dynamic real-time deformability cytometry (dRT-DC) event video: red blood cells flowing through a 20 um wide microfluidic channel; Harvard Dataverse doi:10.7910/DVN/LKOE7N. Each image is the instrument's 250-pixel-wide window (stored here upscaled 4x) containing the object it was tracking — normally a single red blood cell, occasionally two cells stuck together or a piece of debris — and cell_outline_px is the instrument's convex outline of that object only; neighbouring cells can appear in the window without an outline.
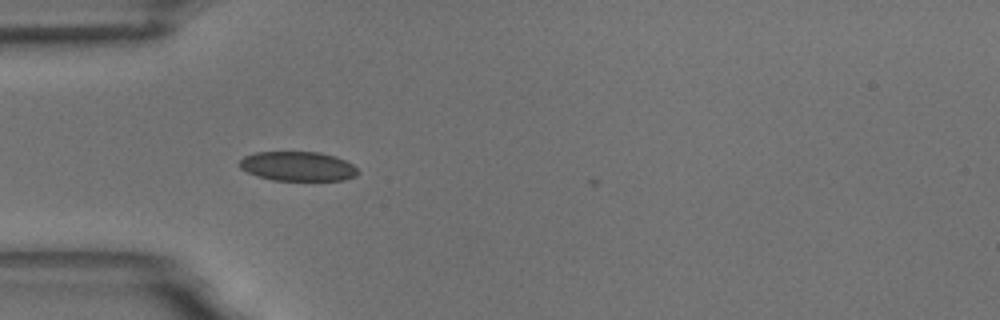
{"species": "common noctule bat (a hibernating species)", "species_latin": "Nyctalus noctula", "temperature_condition": "room temperature", "stored_images_in_passage": 31, "camera_frame_rate_fps": 3000, "um_per_image_px": 0.085, "animal": {"sex": "male", "body_mass_g": 18.8}, "frame": {"image": 1, "passage_image": 1, "time_ms": 0.0, "image_size_px": [1000, 320], "cell_outline_px": [[360, 172], [356, 176], [344, 180], [272, 180], [256, 176], [240, 168], [236, 164], [244, 156], [256, 152], [320, 152], [336, 156], [352, 164]], "centroid_in_image_um": [25.29, 14.13], "position_along_channel_um": 59.7, "area_um2": 20.46}}
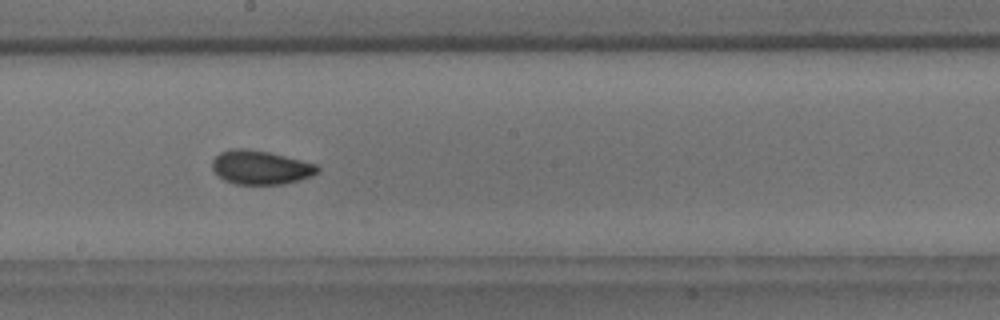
{"frame": {"image": 2, "passage_image": 15, "time_ms": 4.667, "image_size_px": [1000, 320], "cell_outline_px": [[320, 172], [312, 176], [300, 180], [284, 184], [236, 184], [224, 180], [212, 168], [212, 160], [220, 152], [232, 148], [244, 148], [268, 152], [316, 164], [320, 168]], "centroid_in_image_um": [22.16, 14.23], "position_along_channel_um": 226.0, "area_um2": 20.75}}
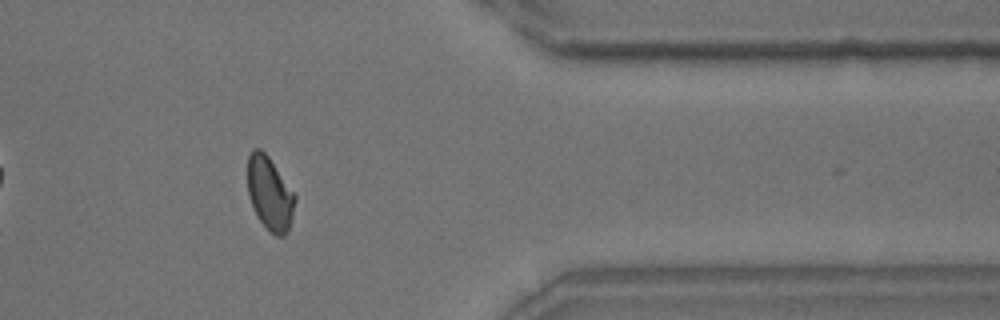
{"frame": {"image": 3, "passage_image": 30, "time_ms": 9.667, "image_size_px": [1000, 320], "cell_outline_px": [[296, 200], [288, 232], [284, 236], [276, 236], [256, 216], [248, 196], [248, 156], [252, 148], [260, 148], [268, 156], [296, 196]], "centroid_in_image_um": [22.92, 16.44], "position_along_channel_um": 388.5, "area_um2": 20.11}}